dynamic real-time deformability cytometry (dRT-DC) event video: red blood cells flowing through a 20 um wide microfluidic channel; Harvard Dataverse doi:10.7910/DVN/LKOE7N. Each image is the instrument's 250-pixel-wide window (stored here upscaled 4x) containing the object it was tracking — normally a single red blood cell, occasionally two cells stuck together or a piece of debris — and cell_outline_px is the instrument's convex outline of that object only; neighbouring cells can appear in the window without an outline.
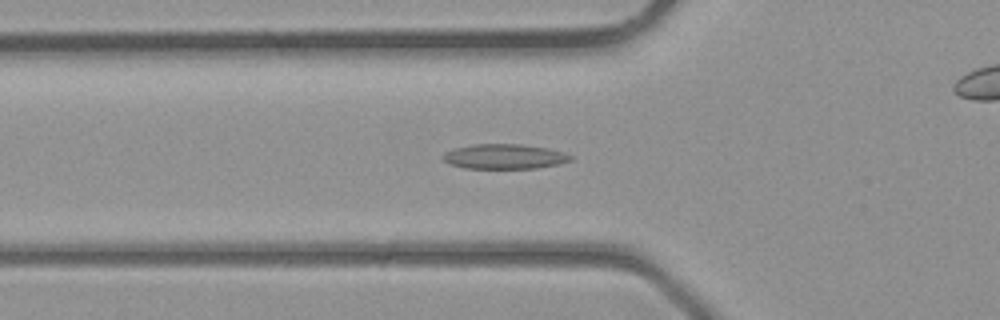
{"species": "common noctule bat (a hibernating species)", "species_latin": "Nyctalus noctula", "temperature_condition": "room temperature", "stored_images_in_passage": 36, "camera_frame_rate_fps": 3000, "um_per_image_px": 0.085, "animal": {"sex": "male", "body_mass_g": 23.1, "forearm_length_mm": 52.7}, "frame": {"image": 1, "passage_image": 13, "time_ms": 4.0, "image_size_px": [1000, 320], "cell_outline_px": [[572, 160], [560, 164], [536, 168], [464, 168], [448, 164], [440, 156], [444, 152], [452, 148], [472, 144], [520, 144], [548, 148], [564, 152], [572, 156]], "centroid_in_image_um": [42.84, 13.3], "position_along_channel_um": 83.0, "area_um2": 18.73}}
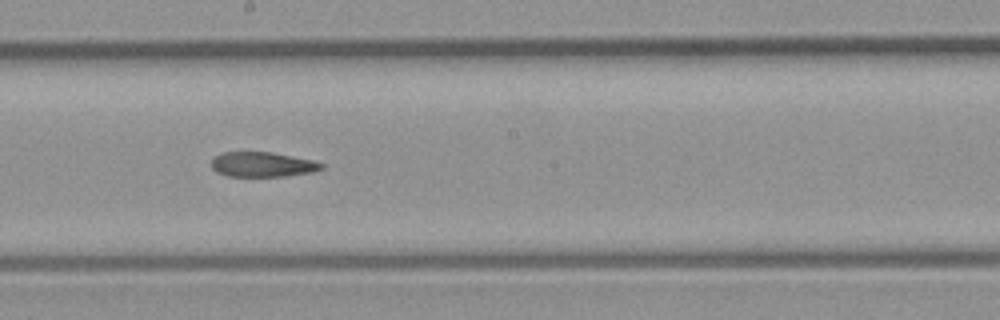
{"frame": {"image": 2, "passage_image": 21, "time_ms": 6.667, "image_size_px": [1000, 320], "cell_outline_px": [[324, 168], [312, 172], [284, 176], [228, 176], [216, 172], [212, 168], [212, 156], [220, 152], [272, 152], [312, 160], [324, 164]], "centroid_in_image_um": [22.27, 13.97], "position_along_channel_um": 225.9, "area_um2": 16.01}}
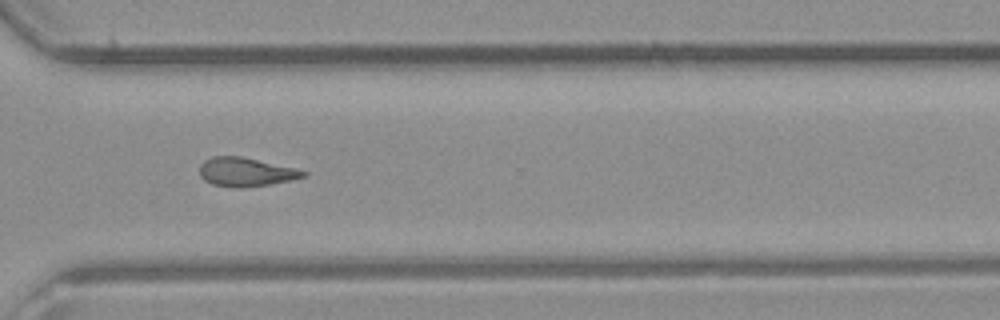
{"frame": {"image": 3, "passage_image": 28, "time_ms": 9.0, "image_size_px": [1000, 320], "cell_outline_px": [[308, 176], [292, 180], [268, 184], [240, 188], [212, 184], [204, 180], [200, 176], [200, 164], [204, 160], [212, 156], [240, 156], [296, 168], [308, 172]], "centroid_in_image_um": [20.9, 14.61], "position_along_channel_um": 349.7, "area_um2": 17.4}}